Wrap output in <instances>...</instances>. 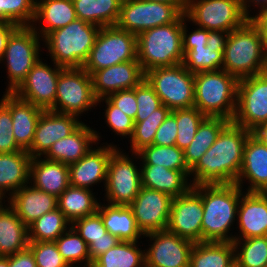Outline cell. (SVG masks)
Wrapping results in <instances>:
<instances>
[{"instance_id": "91938a15", "label": "cell", "mask_w": 267, "mask_h": 267, "mask_svg": "<svg viewBox=\"0 0 267 267\" xmlns=\"http://www.w3.org/2000/svg\"><path fill=\"white\" fill-rule=\"evenodd\" d=\"M267 5V0H241V6L245 16L250 19L252 17L251 7L257 8V12L261 11Z\"/></svg>"}, {"instance_id": "d6a6232c", "label": "cell", "mask_w": 267, "mask_h": 267, "mask_svg": "<svg viewBox=\"0 0 267 267\" xmlns=\"http://www.w3.org/2000/svg\"><path fill=\"white\" fill-rule=\"evenodd\" d=\"M224 47L225 35H214L206 46L188 50L182 64L193 74L222 69Z\"/></svg>"}, {"instance_id": "c3c4849f", "label": "cell", "mask_w": 267, "mask_h": 267, "mask_svg": "<svg viewBox=\"0 0 267 267\" xmlns=\"http://www.w3.org/2000/svg\"><path fill=\"white\" fill-rule=\"evenodd\" d=\"M136 101L137 112L134 122L145 120L162 105L159 96L145 79L136 86Z\"/></svg>"}, {"instance_id": "603a6c76", "label": "cell", "mask_w": 267, "mask_h": 267, "mask_svg": "<svg viewBox=\"0 0 267 267\" xmlns=\"http://www.w3.org/2000/svg\"><path fill=\"white\" fill-rule=\"evenodd\" d=\"M0 102L11 112L17 145L27 151L33 143L36 125L44 110L18 98L14 93L4 92Z\"/></svg>"}, {"instance_id": "ba28073f", "label": "cell", "mask_w": 267, "mask_h": 267, "mask_svg": "<svg viewBox=\"0 0 267 267\" xmlns=\"http://www.w3.org/2000/svg\"><path fill=\"white\" fill-rule=\"evenodd\" d=\"M184 14L192 25L215 35H226L248 20L241 0H187Z\"/></svg>"}, {"instance_id": "b9f144b4", "label": "cell", "mask_w": 267, "mask_h": 267, "mask_svg": "<svg viewBox=\"0 0 267 267\" xmlns=\"http://www.w3.org/2000/svg\"><path fill=\"white\" fill-rule=\"evenodd\" d=\"M171 110L162 104L145 120L134 122V130L130 140V152L137 153L142 148L152 145L157 129L170 114Z\"/></svg>"}, {"instance_id": "680465c9", "label": "cell", "mask_w": 267, "mask_h": 267, "mask_svg": "<svg viewBox=\"0 0 267 267\" xmlns=\"http://www.w3.org/2000/svg\"><path fill=\"white\" fill-rule=\"evenodd\" d=\"M259 30L267 49V11H259L249 19Z\"/></svg>"}, {"instance_id": "52a82bcc", "label": "cell", "mask_w": 267, "mask_h": 267, "mask_svg": "<svg viewBox=\"0 0 267 267\" xmlns=\"http://www.w3.org/2000/svg\"><path fill=\"white\" fill-rule=\"evenodd\" d=\"M43 41L31 26H18L8 38L0 63L6 64L7 93H13L26 79L34 64L41 58ZM40 54V55H39Z\"/></svg>"}, {"instance_id": "ac0fdd59", "label": "cell", "mask_w": 267, "mask_h": 267, "mask_svg": "<svg viewBox=\"0 0 267 267\" xmlns=\"http://www.w3.org/2000/svg\"><path fill=\"white\" fill-rule=\"evenodd\" d=\"M173 197L167 193L141 186L129 205L138 228L145 235L167 229Z\"/></svg>"}, {"instance_id": "277c9868", "label": "cell", "mask_w": 267, "mask_h": 267, "mask_svg": "<svg viewBox=\"0 0 267 267\" xmlns=\"http://www.w3.org/2000/svg\"><path fill=\"white\" fill-rule=\"evenodd\" d=\"M239 79L225 70L194 74V107L206 117H221L232 122L237 107Z\"/></svg>"}, {"instance_id": "9c48e42d", "label": "cell", "mask_w": 267, "mask_h": 267, "mask_svg": "<svg viewBox=\"0 0 267 267\" xmlns=\"http://www.w3.org/2000/svg\"><path fill=\"white\" fill-rule=\"evenodd\" d=\"M137 60V36L116 25L101 27L83 69L94 71Z\"/></svg>"}, {"instance_id": "6125c7cd", "label": "cell", "mask_w": 267, "mask_h": 267, "mask_svg": "<svg viewBox=\"0 0 267 267\" xmlns=\"http://www.w3.org/2000/svg\"><path fill=\"white\" fill-rule=\"evenodd\" d=\"M142 1H153V2H164L175 5L182 13H185L187 7V0H142Z\"/></svg>"}, {"instance_id": "60d3db41", "label": "cell", "mask_w": 267, "mask_h": 267, "mask_svg": "<svg viewBox=\"0 0 267 267\" xmlns=\"http://www.w3.org/2000/svg\"><path fill=\"white\" fill-rule=\"evenodd\" d=\"M235 267H267V236L234 239Z\"/></svg>"}, {"instance_id": "9a60e30c", "label": "cell", "mask_w": 267, "mask_h": 267, "mask_svg": "<svg viewBox=\"0 0 267 267\" xmlns=\"http://www.w3.org/2000/svg\"><path fill=\"white\" fill-rule=\"evenodd\" d=\"M148 249L144 250L145 264L149 267H189L194 242L179 237L168 229L151 232Z\"/></svg>"}, {"instance_id": "8d00e7d4", "label": "cell", "mask_w": 267, "mask_h": 267, "mask_svg": "<svg viewBox=\"0 0 267 267\" xmlns=\"http://www.w3.org/2000/svg\"><path fill=\"white\" fill-rule=\"evenodd\" d=\"M231 121L221 117H206L199 125L194 139L184 149L185 161L191 169L216 142L218 135Z\"/></svg>"}, {"instance_id": "74e56055", "label": "cell", "mask_w": 267, "mask_h": 267, "mask_svg": "<svg viewBox=\"0 0 267 267\" xmlns=\"http://www.w3.org/2000/svg\"><path fill=\"white\" fill-rule=\"evenodd\" d=\"M140 164L161 165L166 169L182 171L190 178V168L185 161L184 150L176 145L159 146L149 145L137 152Z\"/></svg>"}, {"instance_id": "5bb4252c", "label": "cell", "mask_w": 267, "mask_h": 267, "mask_svg": "<svg viewBox=\"0 0 267 267\" xmlns=\"http://www.w3.org/2000/svg\"><path fill=\"white\" fill-rule=\"evenodd\" d=\"M232 122L249 131L267 122V73L239 79L237 107Z\"/></svg>"}, {"instance_id": "6f0895ef", "label": "cell", "mask_w": 267, "mask_h": 267, "mask_svg": "<svg viewBox=\"0 0 267 267\" xmlns=\"http://www.w3.org/2000/svg\"><path fill=\"white\" fill-rule=\"evenodd\" d=\"M17 27L13 22L0 21V60L3 58L8 38Z\"/></svg>"}, {"instance_id": "f35d334b", "label": "cell", "mask_w": 267, "mask_h": 267, "mask_svg": "<svg viewBox=\"0 0 267 267\" xmlns=\"http://www.w3.org/2000/svg\"><path fill=\"white\" fill-rule=\"evenodd\" d=\"M137 243L119 241L94 261L96 267H142L145 264L144 250Z\"/></svg>"}, {"instance_id": "f546056e", "label": "cell", "mask_w": 267, "mask_h": 267, "mask_svg": "<svg viewBox=\"0 0 267 267\" xmlns=\"http://www.w3.org/2000/svg\"><path fill=\"white\" fill-rule=\"evenodd\" d=\"M141 186L178 197L185 194L192 184L182 171L166 169L161 165L140 164Z\"/></svg>"}, {"instance_id": "be15d7a7", "label": "cell", "mask_w": 267, "mask_h": 267, "mask_svg": "<svg viewBox=\"0 0 267 267\" xmlns=\"http://www.w3.org/2000/svg\"><path fill=\"white\" fill-rule=\"evenodd\" d=\"M79 263H73V264H67L66 267H96L94 262H88V263H81V265L79 266ZM84 265V266H83Z\"/></svg>"}, {"instance_id": "484cf974", "label": "cell", "mask_w": 267, "mask_h": 267, "mask_svg": "<svg viewBox=\"0 0 267 267\" xmlns=\"http://www.w3.org/2000/svg\"><path fill=\"white\" fill-rule=\"evenodd\" d=\"M5 202L28 227L44 214L57 208V197L27 184L17 190Z\"/></svg>"}, {"instance_id": "f1b7e54d", "label": "cell", "mask_w": 267, "mask_h": 267, "mask_svg": "<svg viewBox=\"0 0 267 267\" xmlns=\"http://www.w3.org/2000/svg\"><path fill=\"white\" fill-rule=\"evenodd\" d=\"M76 19L72 0H36L35 16L31 27L43 39L48 33L65 27Z\"/></svg>"}, {"instance_id": "836d02e7", "label": "cell", "mask_w": 267, "mask_h": 267, "mask_svg": "<svg viewBox=\"0 0 267 267\" xmlns=\"http://www.w3.org/2000/svg\"><path fill=\"white\" fill-rule=\"evenodd\" d=\"M93 190L69 185L57 198V208L72 224L75 220L97 212L99 201Z\"/></svg>"}, {"instance_id": "7402d4cb", "label": "cell", "mask_w": 267, "mask_h": 267, "mask_svg": "<svg viewBox=\"0 0 267 267\" xmlns=\"http://www.w3.org/2000/svg\"><path fill=\"white\" fill-rule=\"evenodd\" d=\"M236 222L234 239L267 236V192L242 191Z\"/></svg>"}, {"instance_id": "7a4b0ae2", "label": "cell", "mask_w": 267, "mask_h": 267, "mask_svg": "<svg viewBox=\"0 0 267 267\" xmlns=\"http://www.w3.org/2000/svg\"><path fill=\"white\" fill-rule=\"evenodd\" d=\"M202 197V242H233L242 189L236 183L192 186Z\"/></svg>"}, {"instance_id": "7c38bea8", "label": "cell", "mask_w": 267, "mask_h": 267, "mask_svg": "<svg viewBox=\"0 0 267 267\" xmlns=\"http://www.w3.org/2000/svg\"><path fill=\"white\" fill-rule=\"evenodd\" d=\"M93 107H97V98L91 75L83 68H64L57 81L55 105L50 110L81 118Z\"/></svg>"}, {"instance_id": "83f0119b", "label": "cell", "mask_w": 267, "mask_h": 267, "mask_svg": "<svg viewBox=\"0 0 267 267\" xmlns=\"http://www.w3.org/2000/svg\"><path fill=\"white\" fill-rule=\"evenodd\" d=\"M30 184L57 198L69 187V165L43 157L32 158Z\"/></svg>"}, {"instance_id": "d590c367", "label": "cell", "mask_w": 267, "mask_h": 267, "mask_svg": "<svg viewBox=\"0 0 267 267\" xmlns=\"http://www.w3.org/2000/svg\"><path fill=\"white\" fill-rule=\"evenodd\" d=\"M77 19L98 27L116 25L122 0H72Z\"/></svg>"}, {"instance_id": "7bdbcfd3", "label": "cell", "mask_w": 267, "mask_h": 267, "mask_svg": "<svg viewBox=\"0 0 267 267\" xmlns=\"http://www.w3.org/2000/svg\"><path fill=\"white\" fill-rule=\"evenodd\" d=\"M171 112L175 115L177 123L175 145L184 150L194 139L199 125L206 116L196 107L174 109Z\"/></svg>"}, {"instance_id": "03108f58", "label": "cell", "mask_w": 267, "mask_h": 267, "mask_svg": "<svg viewBox=\"0 0 267 267\" xmlns=\"http://www.w3.org/2000/svg\"><path fill=\"white\" fill-rule=\"evenodd\" d=\"M261 11H267V5Z\"/></svg>"}, {"instance_id": "4316f807", "label": "cell", "mask_w": 267, "mask_h": 267, "mask_svg": "<svg viewBox=\"0 0 267 267\" xmlns=\"http://www.w3.org/2000/svg\"><path fill=\"white\" fill-rule=\"evenodd\" d=\"M31 161L32 157L26 150L0 153V199L3 202L29 184Z\"/></svg>"}, {"instance_id": "cb8c5ba5", "label": "cell", "mask_w": 267, "mask_h": 267, "mask_svg": "<svg viewBox=\"0 0 267 267\" xmlns=\"http://www.w3.org/2000/svg\"><path fill=\"white\" fill-rule=\"evenodd\" d=\"M246 180L249 184L247 192H267V147L252 134L245 143L243 163L236 184L243 188Z\"/></svg>"}, {"instance_id": "d6986e66", "label": "cell", "mask_w": 267, "mask_h": 267, "mask_svg": "<svg viewBox=\"0 0 267 267\" xmlns=\"http://www.w3.org/2000/svg\"><path fill=\"white\" fill-rule=\"evenodd\" d=\"M82 123L74 115L44 110L38 119L33 143L27 151L32 158L43 157L56 141L68 137Z\"/></svg>"}, {"instance_id": "8fae6325", "label": "cell", "mask_w": 267, "mask_h": 267, "mask_svg": "<svg viewBox=\"0 0 267 267\" xmlns=\"http://www.w3.org/2000/svg\"><path fill=\"white\" fill-rule=\"evenodd\" d=\"M120 149L117 148L109 159L104 197L107 204L129 206L141 188V168L134 162L140 158L137 153H131L130 157Z\"/></svg>"}, {"instance_id": "e575fe53", "label": "cell", "mask_w": 267, "mask_h": 267, "mask_svg": "<svg viewBox=\"0 0 267 267\" xmlns=\"http://www.w3.org/2000/svg\"><path fill=\"white\" fill-rule=\"evenodd\" d=\"M189 267H235L233 242L195 243Z\"/></svg>"}, {"instance_id": "bcb514c9", "label": "cell", "mask_w": 267, "mask_h": 267, "mask_svg": "<svg viewBox=\"0 0 267 267\" xmlns=\"http://www.w3.org/2000/svg\"><path fill=\"white\" fill-rule=\"evenodd\" d=\"M101 102L106 103L103 116H105V122L110 130L115 132L114 134H117V136L130 138L134 130V120L120 111L107 97L98 99L97 105Z\"/></svg>"}, {"instance_id": "4fadbf2b", "label": "cell", "mask_w": 267, "mask_h": 267, "mask_svg": "<svg viewBox=\"0 0 267 267\" xmlns=\"http://www.w3.org/2000/svg\"><path fill=\"white\" fill-rule=\"evenodd\" d=\"M182 14L173 4L122 0L116 26L138 36L143 31L175 22Z\"/></svg>"}, {"instance_id": "3957f363", "label": "cell", "mask_w": 267, "mask_h": 267, "mask_svg": "<svg viewBox=\"0 0 267 267\" xmlns=\"http://www.w3.org/2000/svg\"><path fill=\"white\" fill-rule=\"evenodd\" d=\"M267 51L257 27L248 19L225 35L222 70L238 79L262 74Z\"/></svg>"}, {"instance_id": "681fc988", "label": "cell", "mask_w": 267, "mask_h": 267, "mask_svg": "<svg viewBox=\"0 0 267 267\" xmlns=\"http://www.w3.org/2000/svg\"><path fill=\"white\" fill-rule=\"evenodd\" d=\"M71 226L77 231L88 246L94 240L104 237V233L107 232L101 216L97 212L93 215L75 220Z\"/></svg>"}, {"instance_id": "003e7915", "label": "cell", "mask_w": 267, "mask_h": 267, "mask_svg": "<svg viewBox=\"0 0 267 267\" xmlns=\"http://www.w3.org/2000/svg\"><path fill=\"white\" fill-rule=\"evenodd\" d=\"M266 51H267V49H266ZM265 72L267 73V57H266V70H265Z\"/></svg>"}, {"instance_id": "2e32d148", "label": "cell", "mask_w": 267, "mask_h": 267, "mask_svg": "<svg viewBox=\"0 0 267 267\" xmlns=\"http://www.w3.org/2000/svg\"><path fill=\"white\" fill-rule=\"evenodd\" d=\"M52 63L53 65H48L39 59L13 93L43 110H50L55 105L57 81L64 69Z\"/></svg>"}, {"instance_id": "30bf717a", "label": "cell", "mask_w": 267, "mask_h": 267, "mask_svg": "<svg viewBox=\"0 0 267 267\" xmlns=\"http://www.w3.org/2000/svg\"><path fill=\"white\" fill-rule=\"evenodd\" d=\"M145 80L170 110L194 107V74L182 63L151 69Z\"/></svg>"}, {"instance_id": "f6af8a7d", "label": "cell", "mask_w": 267, "mask_h": 267, "mask_svg": "<svg viewBox=\"0 0 267 267\" xmlns=\"http://www.w3.org/2000/svg\"><path fill=\"white\" fill-rule=\"evenodd\" d=\"M36 0H0V21L18 26H31L35 16Z\"/></svg>"}, {"instance_id": "8992f818", "label": "cell", "mask_w": 267, "mask_h": 267, "mask_svg": "<svg viewBox=\"0 0 267 267\" xmlns=\"http://www.w3.org/2000/svg\"><path fill=\"white\" fill-rule=\"evenodd\" d=\"M182 15L173 23L143 31L137 36V60L144 73L183 62Z\"/></svg>"}, {"instance_id": "d4e9b609", "label": "cell", "mask_w": 267, "mask_h": 267, "mask_svg": "<svg viewBox=\"0 0 267 267\" xmlns=\"http://www.w3.org/2000/svg\"><path fill=\"white\" fill-rule=\"evenodd\" d=\"M95 129L82 123L68 137L56 141L43 156L52 161L70 165L86 155L102 139ZM93 144V145H92Z\"/></svg>"}, {"instance_id": "9f6ffc18", "label": "cell", "mask_w": 267, "mask_h": 267, "mask_svg": "<svg viewBox=\"0 0 267 267\" xmlns=\"http://www.w3.org/2000/svg\"><path fill=\"white\" fill-rule=\"evenodd\" d=\"M9 267H37L33 253L29 248L9 256Z\"/></svg>"}, {"instance_id": "e0dca14e", "label": "cell", "mask_w": 267, "mask_h": 267, "mask_svg": "<svg viewBox=\"0 0 267 267\" xmlns=\"http://www.w3.org/2000/svg\"><path fill=\"white\" fill-rule=\"evenodd\" d=\"M203 203L201 195L191 187L174 197L167 229L194 243L202 242Z\"/></svg>"}, {"instance_id": "ee69618b", "label": "cell", "mask_w": 267, "mask_h": 267, "mask_svg": "<svg viewBox=\"0 0 267 267\" xmlns=\"http://www.w3.org/2000/svg\"><path fill=\"white\" fill-rule=\"evenodd\" d=\"M55 244L67 264L91 262L87 243L72 226L57 238Z\"/></svg>"}, {"instance_id": "94428289", "label": "cell", "mask_w": 267, "mask_h": 267, "mask_svg": "<svg viewBox=\"0 0 267 267\" xmlns=\"http://www.w3.org/2000/svg\"><path fill=\"white\" fill-rule=\"evenodd\" d=\"M252 135L267 147V122L259 124L251 131Z\"/></svg>"}, {"instance_id": "f5cc1de1", "label": "cell", "mask_w": 267, "mask_h": 267, "mask_svg": "<svg viewBox=\"0 0 267 267\" xmlns=\"http://www.w3.org/2000/svg\"><path fill=\"white\" fill-rule=\"evenodd\" d=\"M120 111L135 120L137 112L136 87L120 90L107 97Z\"/></svg>"}, {"instance_id": "6da1fadb", "label": "cell", "mask_w": 267, "mask_h": 267, "mask_svg": "<svg viewBox=\"0 0 267 267\" xmlns=\"http://www.w3.org/2000/svg\"><path fill=\"white\" fill-rule=\"evenodd\" d=\"M251 134V131L230 122L190 169L192 186L236 183L243 163L245 143Z\"/></svg>"}, {"instance_id": "db71d44e", "label": "cell", "mask_w": 267, "mask_h": 267, "mask_svg": "<svg viewBox=\"0 0 267 267\" xmlns=\"http://www.w3.org/2000/svg\"><path fill=\"white\" fill-rule=\"evenodd\" d=\"M177 123L175 115L170 112L156 131L153 145L173 146L176 143Z\"/></svg>"}, {"instance_id": "e7e4bbea", "label": "cell", "mask_w": 267, "mask_h": 267, "mask_svg": "<svg viewBox=\"0 0 267 267\" xmlns=\"http://www.w3.org/2000/svg\"><path fill=\"white\" fill-rule=\"evenodd\" d=\"M0 267H9V256H0Z\"/></svg>"}, {"instance_id": "11a10c76", "label": "cell", "mask_w": 267, "mask_h": 267, "mask_svg": "<svg viewBox=\"0 0 267 267\" xmlns=\"http://www.w3.org/2000/svg\"><path fill=\"white\" fill-rule=\"evenodd\" d=\"M119 241L120 240L116 236H113L108 231L104 233V237L94 240L88 246L91 261L94 262L100 255L118 244Z\"/></svg>"}, {"instance_id": "ab89813d", "label": "cell", "mask_w": 267, "mask_h": 267, "mask_svg": "<svg viewBox=\"0 0 267 267\" xmlns=\"http://www.w3.org/2000/svg\"><path fill=\"white\" fill-rule=\"evenodd\" d=\"M70 226L71 223L56 208L28 226V239L36 242L56 241Z\"/></svg>"}, {"instance_id": "ffe728a7", "label": "cell", "mask_w": 267, "mask_h": 267, "mask_svg": "<svg viewBox=\"0 0 267 267\" xmlns=\"http://www.w3.org/2000/svg\"><path fill=\"white\" fill-rule=\"evenodd\" d=\"M98 144L79 161L69 165L70 185L93 190L92 186L103 182L105 188L108 162L118 147L107 142L104 146H97Z\"/></svg>"}, {"instance_id": "1f68e13d", "label": "cell", "mask_w": 267, "mask_h": 267, "mask_svg": "<svg viewBox=\"0 0 267 267\" xmlns=\"http://www.w3.org/2000/svg\"><path fill=\"white\" fill-rule=\"evenodd\" d=\"M5 201L0 203V256H11L28 248V227Z\"/></svg>"}, {"instance_id": "4dcf8cb0", "label": "cell", "mask_w": 267, "mask_h": 267, "mask_svg": "<svg viewBox=\"0 0 267 267\" xmlns=\"http://www.w3.org/2000/svg\"><path fill=\"white\" fill-rule=\"evenodd\" d=\"M97 213L101 216L106 230L120 241L139 242L144 234L138 228L129 206L99 203Z\"/></svg>"}, {"instance_id": "7dc6e473", "label": "cell", "mask_w": 267, "mask_h": 267, "mask_svg": "<svg viewBox=\"0 0 267 267\" xmlns=\"http://www.w3.org/2000/svg\"><path fill=\"white\" fill-rule=\"evenodd\" d=\"M28 248L34 255L37 267H66L67 263L61 256L55 241H29Z\"/></svg>"}, {"instance_id": "f907efd6", "label": "cell", "mask_w": 267, "mask_h": 267, "mask_svg": "<svg viewBox=\"0 0 267 267\" xmlns=\"http://www.w3.org/2000/svg\"><path fill=\"white\" fill-rule=\"evenodd\" d=\"M22 151L17 145L14 134L11 112L0 102V153Z\"/></svg>"}, {"instance_id": "5b68a950", "label": "cell", "mask_w": 267, "mask_h": 267, "mask_svg": "<svg viewBox=\"0 0 267 267\" xmlns=\"http://www.w3.org/2000/svg\"><path fill=\"white\" fill-rule=\"evenodd\" d=\"M100 27L76 19L48 33L42 45L52 62L63 68H82L94 46Z\"/></svg>"}, {"instance_id": "44dd1931", "label": "cell", "mask_w": 267, "mask_h": 267, "mask_svg": "<svg viewBox=\"0 0 267 267\" xmlns=\"http://www.w3.org/2000/svg\"><path fill=\"white\" fill-rule=\"evenodd\" d=\"M91 78L98 100L120 90L135 88L145 79V73L138 60H132L94 71Z\"/></svg>"}, {"instance_id": "816d5d0a", "label": "cell", "mask_w": 267, "mask_h": 267, "mask_svg": "<svg viewBox=\"0 0 267 267\" xmlns=\"http://www.w3.org/2000/svg\"><path fill=\"white\" fill-rule=\"evenodd\" d=\"M188 20L185 17V14H182V43H183V52L184 54L191 50L194 47L206 46L211 38L215 35L213 32L195 27L192 32H188V27L186 24ZM188 32V33H187Z\"/></svg>"}]
</instances>
